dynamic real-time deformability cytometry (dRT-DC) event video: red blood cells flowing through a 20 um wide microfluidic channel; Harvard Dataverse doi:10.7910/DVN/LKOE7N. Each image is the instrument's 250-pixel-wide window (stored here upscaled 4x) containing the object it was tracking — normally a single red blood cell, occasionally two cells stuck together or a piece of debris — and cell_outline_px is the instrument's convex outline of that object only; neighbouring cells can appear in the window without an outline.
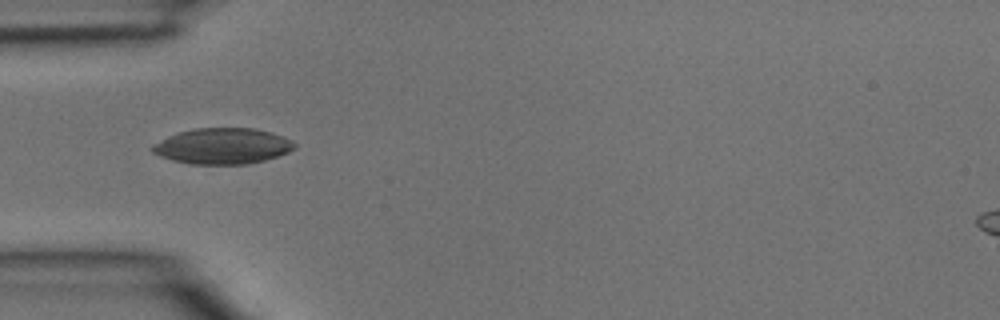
{"species": "common noctule bat (a hibernating species)", "species_latin": "Nyctalus noctula", "temperature_condition": "room temperature", "stored_images_in_passage": 5, "camera_frame_rate_fps": 3000, "um_per_image_px": 0.085, "animal": {"sex": "male", "body_mass_g": 15.6}, "frame": {"image": 1, "passage_image": 4, "time_ms": 1.0, "image_size_px": [1000, 320], "cell_outline_px": [[296, 148], [288, 152], [264, 160], [248, 164], [192, 164], [172, 160], [160, 156], [152, 152], [148, 148], [152, 144], [168, 136], [180, 132], [196, 128], [252, 128], [272, 132], [292, 140], [296, 144]], "centroid_in_image_um": [18.9, 12.41], "position_along_channel_um": 66.1, "area_um2": 29.77}}